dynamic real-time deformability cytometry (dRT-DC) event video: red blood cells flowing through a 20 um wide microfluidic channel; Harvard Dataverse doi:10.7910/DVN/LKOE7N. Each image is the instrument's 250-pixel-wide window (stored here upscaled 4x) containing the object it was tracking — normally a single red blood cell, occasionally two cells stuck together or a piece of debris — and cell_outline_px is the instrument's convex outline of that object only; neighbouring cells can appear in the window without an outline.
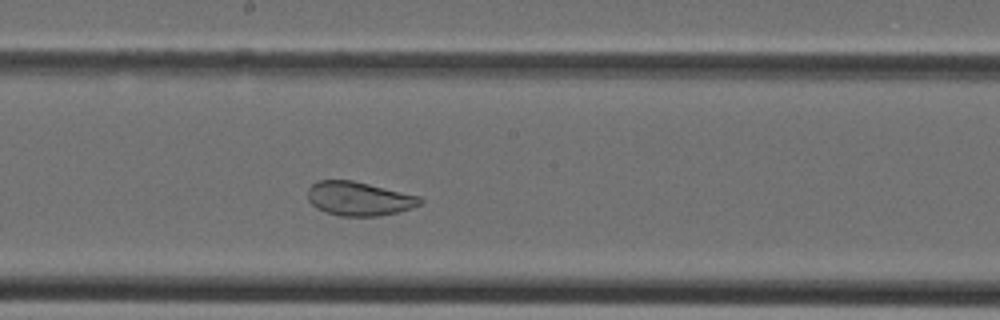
{"species": "Egyptian fruit bat (a non-hibernating species)", "species_latin": "Rousettus aegyptiacus", "temperature_condition": "cold", "stored_images_in_passage": 33, "camera_frame_rate_fps": 3000, "um_per_image_px": 0.085, "animal": {"sex": "female"}, "frame": {"image": 1, "passage_image": 15, "time_ms": 4.667, "image_size_px": [1000, 320], "cell_outline_px": [[424, 200], [420, 204], [412, 208], [396, 212], [376, 216], [340, 216], [324, 212], [316, 208], [308, 200], [308, 188], [316, 180], [352, 180], [420, 196]], "centroid_in_image_um": [30.49, 16.88], "position_along_channel_um": 217.7, "area_um2": 22.25}}
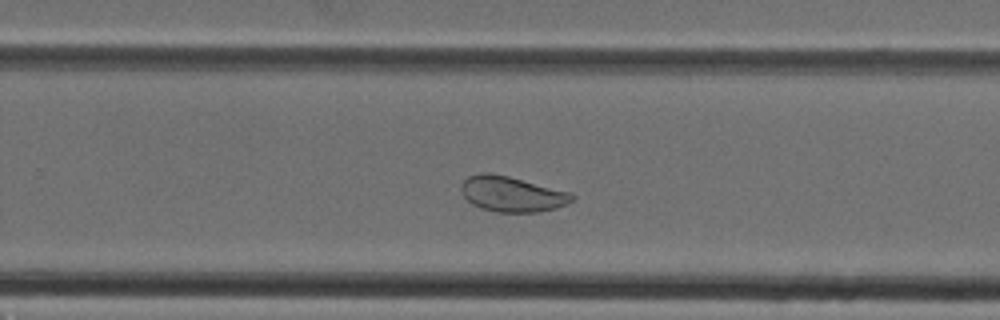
{"frame": {"image": 2, "passage_image": 19, "time_ms": 6.0, "image_size_px": [1000, 320], "cell_outline_px": [[576, 196], [572, 200], [564, 204], [540, 212], [496, 212], [480, 208], [472, 204], [464, 196], [460, 188], [460, 184], [468, 176], [480, 172], [488, 172], [508, 176], [572, 192]], "centroid_in_image_um": [43.48, 16.48], "position_along_channel_um": 286.3, "area_um2": 22.89}}